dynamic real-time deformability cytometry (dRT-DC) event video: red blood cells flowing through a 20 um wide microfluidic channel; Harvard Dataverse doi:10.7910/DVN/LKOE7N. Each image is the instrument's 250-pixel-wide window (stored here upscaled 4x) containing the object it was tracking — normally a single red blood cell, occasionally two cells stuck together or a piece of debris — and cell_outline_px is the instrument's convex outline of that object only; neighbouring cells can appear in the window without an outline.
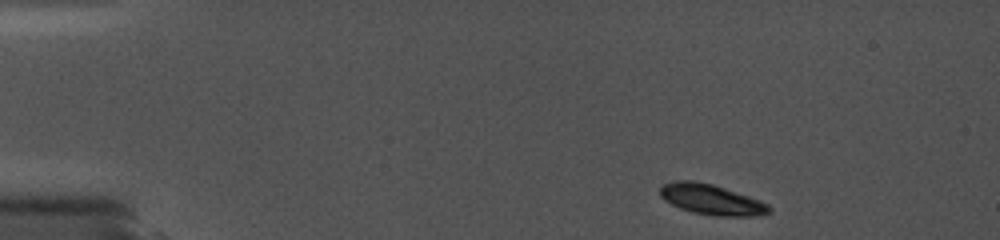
{"species": "common noctule bat (a hibernating species)", "species_latin": "Nyctalus noctula", "temperature_condition": "cold", "stored_images_in_passage": 40, "camera_frame_rate_fps": 5000, "um_per_image_px": 0.085, "animal": {"sex": "female", "body_mass_g": 19.0, "forearm_length_mm": 56.7}, "frame": {"image": 1, "passage_image": 1, "time_ms": 0.0, "image_size_px": [1000, 240], "cell_outline_px": [[772, 212], [756, 216], [712, 216], [692, 212], [680, 208], [664, 200], [660, 196], [660, 188], [664, 184], [676, 180], [696, 180], [712, 184], [760, 200], [768, 204], [772, 208]], "centroid_in_image_um": [60.48, 16.96], "position_along_channel_um": 24.5, "area_um2": 19.42}}
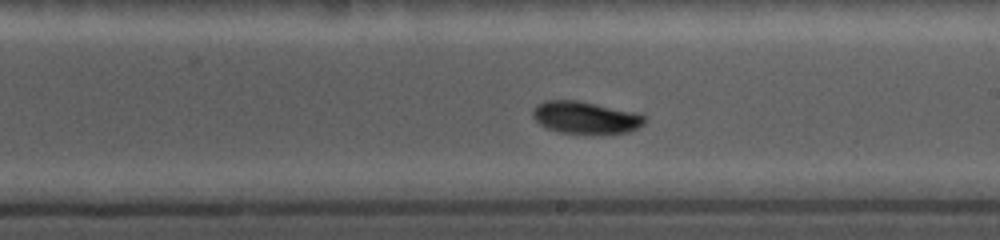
{"frame": {"image": 2, "passage_image": 24, "time_ms": 8.2, "image_size_px": [1000, 240], "cell_outline_px": [[648, 120], [644, 124], [628, 132], [560, 132], [544, 128], [532, 116], [532, 112], [536, 104], [544, 100], [576, 100], [636, 112], [644, 116]], "centroid_in_image_um": [49.73, 9.96], "position_along_channel_um": 239.3, "area_um2": 20.69}}
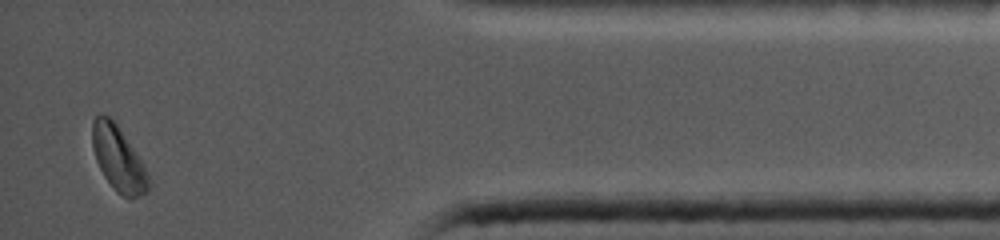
{"frame": {"image": 3, "passage_image": 39, "time_ms": 13.8, "image_size_px": [1000, 240], "cell_outline_px": [[148, 192], [140, 196], [128, 200], [120, 196], [116, 192], [104, 176], [96, 160], [92, 148], [92, 120], [96, 116], [108, 116], [116, 124], [144, 164], [148, 176]], "centroid_in_image_um": [10.05, 13.55], "position_along_channel_um": 425.1, "area_um2": 21.1}, "authors_computed_cell_mechanics": {"area_um2": 20.808, "velocity_mm_per_s": 3.7666, "shape_relaxation_time_tau1_ms": null, "shape_relaxation_time_tau2_ms": 3.8775, "deformation_change_tau1": null, "deformation_change_tau2": 0.0579}}